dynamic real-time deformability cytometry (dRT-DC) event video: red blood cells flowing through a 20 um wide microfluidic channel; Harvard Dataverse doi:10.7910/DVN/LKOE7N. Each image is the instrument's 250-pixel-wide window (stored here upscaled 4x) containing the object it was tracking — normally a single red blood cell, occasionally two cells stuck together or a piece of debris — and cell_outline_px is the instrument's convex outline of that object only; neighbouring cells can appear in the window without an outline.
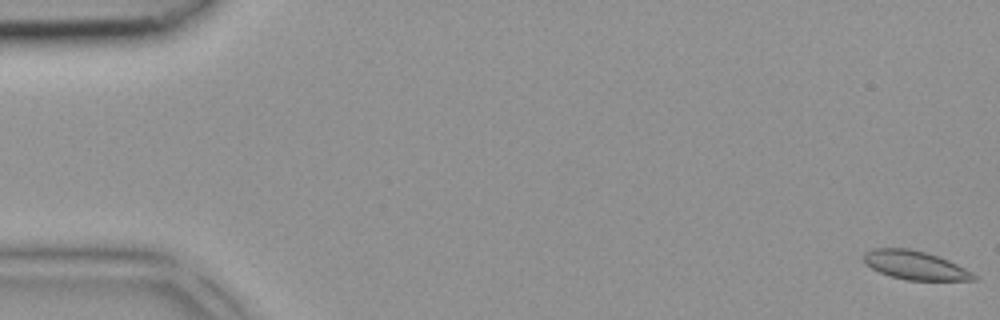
{"species": "common noctule bat (a hibernating species)", "species_latin": "Nyctalus noctula", "temperature_condition": "room temperature", "stored_images_in_passage": 45, "segment_of_instrument_passage": [1, 2], "camera_frame_rate_fps": 3000, "um_per_image_px": 0.085, "animal": {"sex": "female", "body_mass_g": 18.4}, "frame": {"image": 1, "passage_image": 1, "time_ms": 0.0, "image_size_px": [1000, 320], "cell_outline_px": [[976, 280], [908, 280], [892, 276], [880, 272], [864, 264], [864, 252], [872, 248], [912, 248], [948, 260], [972, 272], [976, 276]], "centroid_in_image_um": [77.75, 22.53], "position_along_channel_um": 7.3, "area_um2": 18.21}}
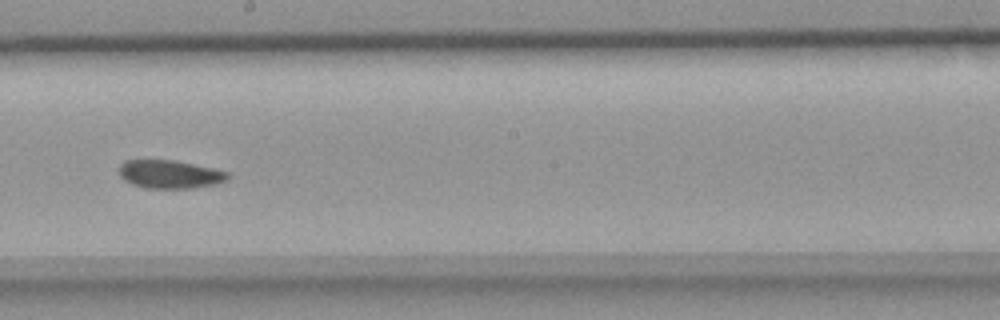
{"frame": {"image": 2, "passage_image": 25, "time_ms": 8.0, "image_size_px": [1000, 320], "cell_outline_px": [[228, 180], [216, 184], [192, 188], [144, 188], [132, 184], [124, 180], [120, 176], [116, 168], [124, 160], [172, 160], [212, 168], [228, 172]], "centroid_in_image_um": [14.37, 14.81], "position_along_channel_um": 233.8, "area_um2": 17.98}}
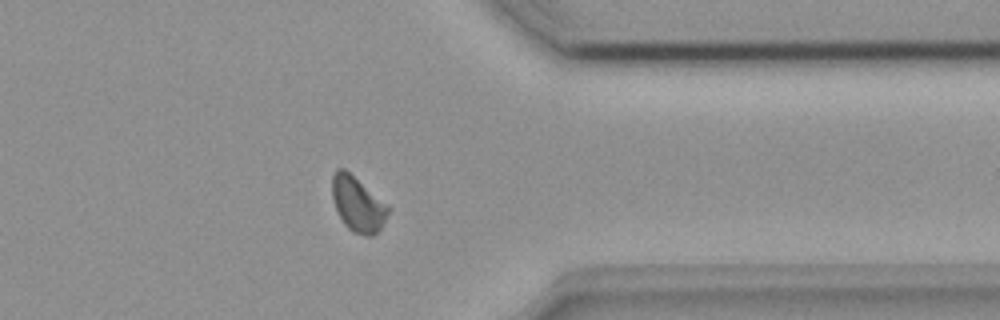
{"frame": {"image": 3, "passage_image": 35, "time_ms": 11.333, "image_size_px": [1000, 320], "cell_outline_px": [[392, 208], [384, 224], [372, 236], [364, 236], [352, 232], [344, 224], [336, 208], [332, 196], [332, 176], [336, 168], [344, 168], [388, 204]], "centroid_in_image_um": [30.44, 17.36], "position_along_channel_um": 381.0, "area_um2": 18.09}}